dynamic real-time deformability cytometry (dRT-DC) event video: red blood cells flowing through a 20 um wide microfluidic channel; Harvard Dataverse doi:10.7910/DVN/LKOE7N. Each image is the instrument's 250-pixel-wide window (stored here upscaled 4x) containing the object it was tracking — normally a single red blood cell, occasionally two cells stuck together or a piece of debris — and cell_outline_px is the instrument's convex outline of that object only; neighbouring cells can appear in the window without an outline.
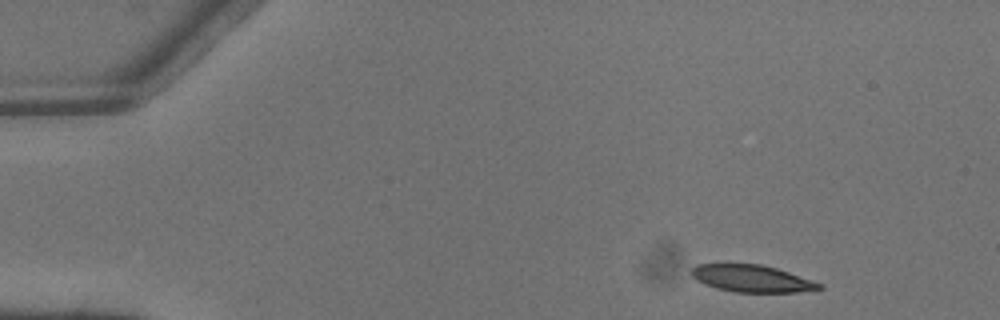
{"species": "common noctule bat (a hibernating species)", "species_latin": "Nyctalus noctula", "temperature_condition": "warm", "stored_images_in_passage": 3, "camera_frame_rate_fps": 3000, "um_per_image_px": 0.085, "animal": {"sex": "male", "body_mass_g": 13.3}, "frame": {"image": 1, "passage_image": 1, "time_ms": 0.0, "image_size_px": [1000, 320], "cell_outline_px": [[824, 288], [796, 292], [736, 292], [716, 288], [704, 284], [696, 280], [692, 276], [692, 268], [696, 264], [760, 264], [776, 268], [824, 284]], "centroid_in_image_um": [63.9, 23.68], "position_along_channel_um": 21.1, "area_um2": 20.06}}
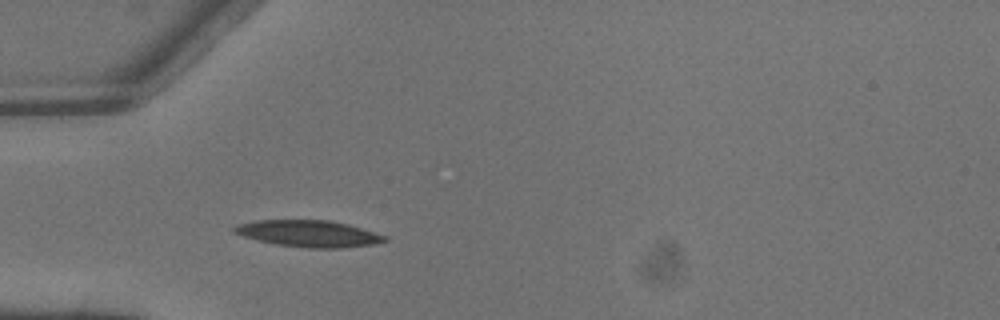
{"frame": {"image": 2, "passage_image": 3, "time_ms": 0.667, "image_size_px": [1000, 320], "cell_outline_px": [[388, 240], [372, 244], [340, 248], [308, 248], [276, 244], [256, 240], [232, 232], [232, 228], [240, 224], [256, 220], [328, 220], [348, 224], [388, 236]], "centroid_in_image_um": [26.24, 19.85], "position_along_channel_um": 58.8, "area_um2": 23.24}}